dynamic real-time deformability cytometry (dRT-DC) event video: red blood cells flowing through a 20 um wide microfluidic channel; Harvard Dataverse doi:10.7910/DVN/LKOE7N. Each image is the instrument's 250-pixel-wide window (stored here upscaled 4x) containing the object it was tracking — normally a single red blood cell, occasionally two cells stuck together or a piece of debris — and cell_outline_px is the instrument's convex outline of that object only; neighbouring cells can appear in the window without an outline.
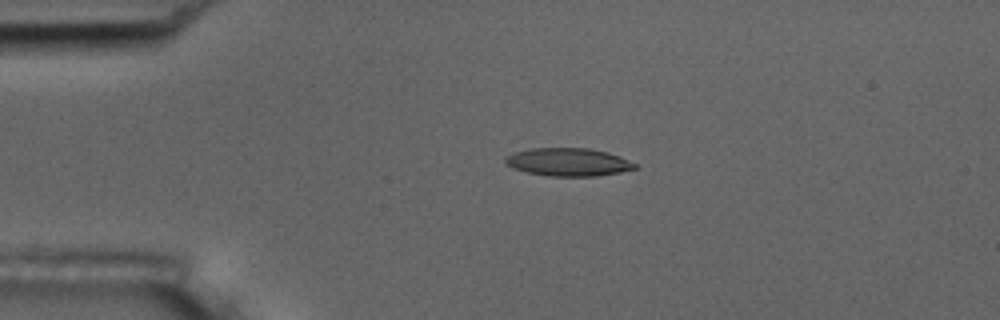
{"species": "common noctule bat (a hibernating species)", "species_latin": "Nyctalus noctula", "temperature_condition": "room temperature", "stored_images_in_passage": 4, "camera_frame_rate_fps": 3000, "um_per_image_px": 0.085, "animal": {"sex": "male", "body_mass_g": 17.5, "forearm_length_mm": 52.3}, "frame": {"image": 1, "passage_image": 3, "time_ms": 3.0, "image_size_px": [1000, 320], "cell_outline_px": [[636, 168], [620, 172], [596, 176], [548, 176], [528, 172], [512, 168], [504, 164], [504, 156], [512, 152], [532, 148], [588, 148], [608, 152], [620, 156], [636, 164]], "centroid_in_image_um": [48.24, 13.77], "position_along_channel_um": 36.8, "area_um2": 21.27}}